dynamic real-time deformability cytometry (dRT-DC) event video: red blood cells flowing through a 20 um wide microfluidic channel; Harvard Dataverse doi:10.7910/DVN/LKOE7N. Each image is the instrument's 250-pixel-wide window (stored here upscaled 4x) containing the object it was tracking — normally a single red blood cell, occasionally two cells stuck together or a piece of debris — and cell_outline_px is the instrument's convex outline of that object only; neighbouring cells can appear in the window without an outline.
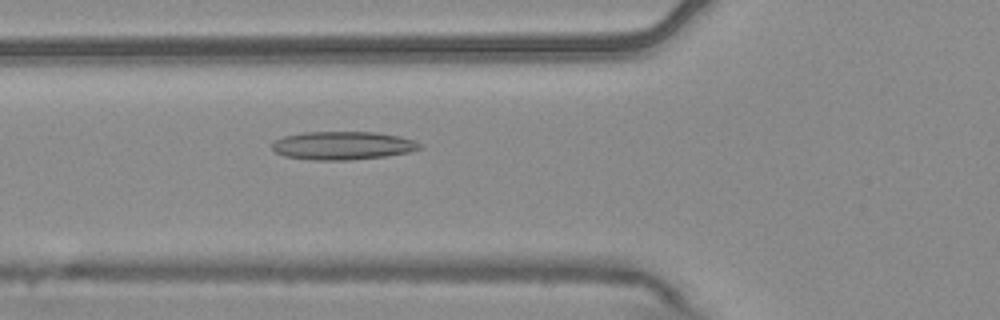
{"species": "common noctule bat (a hibernating species)", "species_latin": "Nyctalus noctula", "temperature_condition": "warm", "stored_images_in_passage": 4, "camera_frame_rate_fps": 3000, "um_per_image_px": 0.085, "animal": {"sex": "male", "body_mass_g": 20.4}, "frame": {"image": 1, "passage_image": 4, "time_ms": 1.0, "image_size_px": [1000, 320], "cell_outline_px": [[424, 144], [420, 148], [408, 152], [388, 156], [348, 160], [312, 160], [284, 156], [276, 152], [272, 148], [272, 144], [276, 140], [284, 136], [304, 132], [376, 132], [400, 136], [416, 140]], "centroid_in_image_um": [29.17, 12.37], "position_along_channel_um": 96.6, "area_um2": 24.45}}